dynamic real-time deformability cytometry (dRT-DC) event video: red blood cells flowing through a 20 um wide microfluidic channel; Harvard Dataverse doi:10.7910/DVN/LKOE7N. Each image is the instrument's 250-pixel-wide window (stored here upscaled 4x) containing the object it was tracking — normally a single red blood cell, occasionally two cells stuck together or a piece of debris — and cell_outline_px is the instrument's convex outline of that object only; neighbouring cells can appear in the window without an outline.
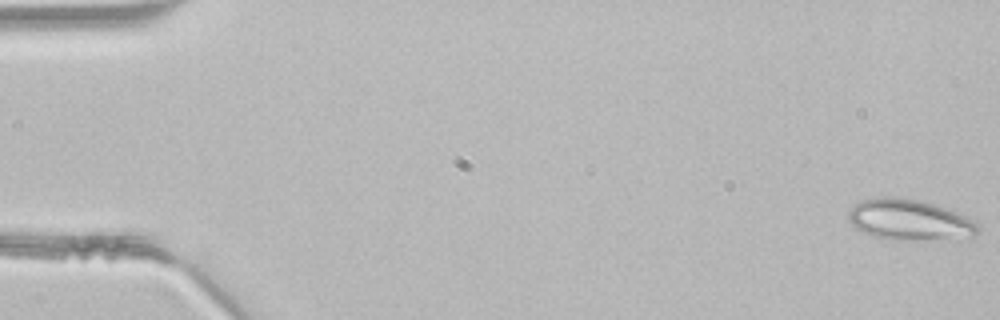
{"species": "common noctule bat (a hibernating species)", "species_latin": "Nyctalus noctula", "temperature_condition": "room temperature", "stored_images_in_passage": 47, "camera_frame_rate_fps": 3000, "um_per_image_px": 0.085, "animal": {"sex": "male", "body_mass_g": 21.5, "forearm_length_mm": 52.0}, "frame": {"image": 1, "passage_image": 1, "time_ms": 0.0, "image_size_px": [1000, 320], "cell_outline_px": [[980, 228], [968, 240], [892, 240], [872, 236], [856, 228], [848, 220], [848, 212], [860, 200], [876, 196], [896, 196], [920, 200], [956, 212], [964, 216], [976, 224]], "centroid_in_image_um": [77.3, 18.71], "position_along_channel_um": 7.7, "area_um2": 31.27}}
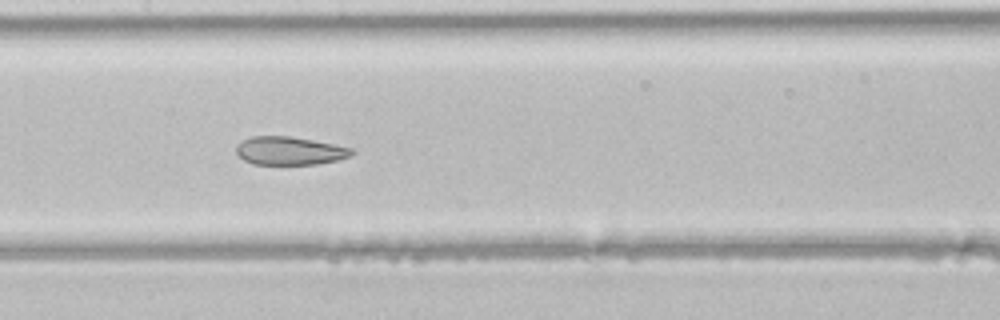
{"frame": {"image": 2, "passage_image": 23, "time_ms": 7.333, "image_size_px": [1000, 320], "cell_outline_px": [[356, 152], [352, 156], [340, 160], [316, 164], [252, 164], [244, 160], [236, 152], [236, 144], [252, 136], [288, 136], [312, 140], [352, 148]], "centroid_in_image_um": [24.64, 12.82], "position_along_channel_um": 182.8, "area_um2": 19.02}}
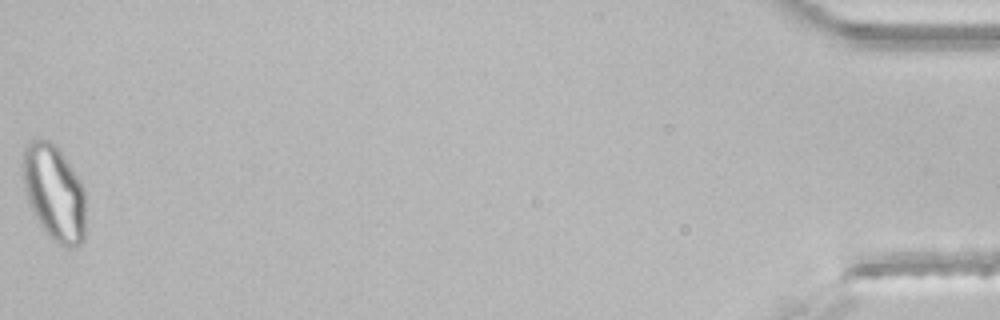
{"frame": {"image": 3, "passage_image": 47, "time_ms": 15.333, "image_size_px": [1000, 320], "cell_outline_px": [[84, 240], [80, 244], [72, 248], [68, 248], [56, 244], [52, 240], [40, 224], [32, 212], [28, 204], [24, 188], [24, 148], [32, 140], [48, 140], [56, 144], [60, 148], [80, 180], [84, 188]], "centroid_in_image_um": [4.62, 16.4], "position_along_channel_um": 430.6, "area_um2": 35.14}}